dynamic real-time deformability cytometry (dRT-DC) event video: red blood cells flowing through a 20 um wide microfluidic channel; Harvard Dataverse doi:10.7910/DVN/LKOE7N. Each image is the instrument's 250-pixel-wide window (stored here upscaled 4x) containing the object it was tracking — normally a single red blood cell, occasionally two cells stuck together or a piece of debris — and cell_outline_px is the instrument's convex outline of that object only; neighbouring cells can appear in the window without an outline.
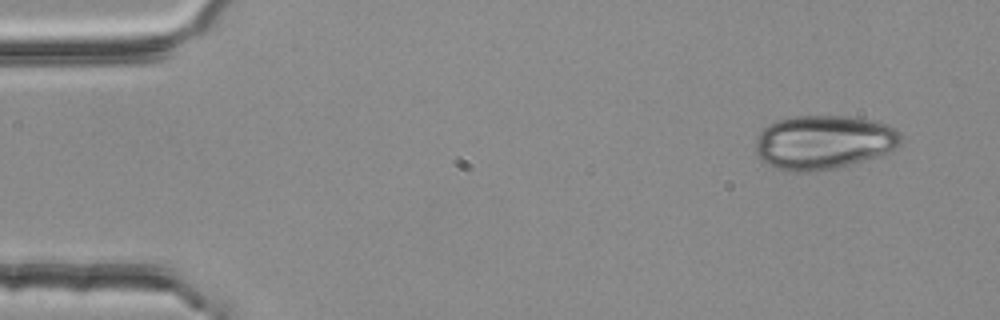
{"species": "common noctule bat (a hibernating species)", "species_latin": "Nyctalus noctula", "temperature_condition": "room temperature", "stored_images_in_passage": 4, "segment_of_instrument_passage": [1, 2], "camera_frame_rate_fps": 3000, "um_per_image_px": 0.085, "animal": {"sex": "female", "body_mass_g": 25.1}, "frame": {"image": 1, "passage_image": 1, "time_ms": 0.0, "image_size_px": [1000, 320], "cell_outline_px": [[900, 144], [884, 152], [848, 164], [832, 168], [796, 172], [780, 168], [760, 160], [756, 156], [756, 136], [764, 128], [776, 120], [796, 116], [852, 116], [872, 120], [888, 124], [900, 132]], "centroid_in_image_um": [69.96, 12.05], "position_along_channel_um": 15.0, "area_um2": 44.91}}